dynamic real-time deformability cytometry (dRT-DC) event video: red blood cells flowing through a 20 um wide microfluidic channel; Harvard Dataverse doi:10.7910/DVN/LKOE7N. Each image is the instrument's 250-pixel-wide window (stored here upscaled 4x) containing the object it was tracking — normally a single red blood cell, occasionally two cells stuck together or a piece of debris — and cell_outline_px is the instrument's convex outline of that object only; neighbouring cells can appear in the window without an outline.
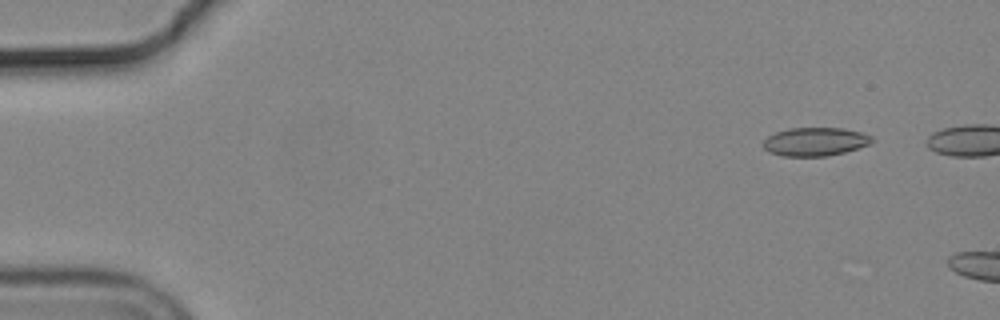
{"species": "common noctule bat (a hibernating species)", "species_latin": "Nyctalus noctula", "temperature_condition": "cold", "stored_images_in_passage": 5, "camera_frame_rate_fps": 3000, "um_per_image_px": 0.085, "animal": {"sex": "male", "body_mass_g": 19.2, "forearm_length_mm": 51.8}, "frame": {"image": 1, "passage_image": 1, "time_ms": 0.0, "image_size_px": [1000, 320], "cell_outline_px": [[876, 140], [868, 144], [844, 152], [828, 156], [784, 156], [768, 152], [764, 148], [764, 140], [768, 136], [776, 132], [788, 128], [840, 128], [860, 132], [872, 136]], "centroid_in_image_um": [69.28, 12.04], "position_along_channel_um": 15.7, "area_um2": 17.92}}